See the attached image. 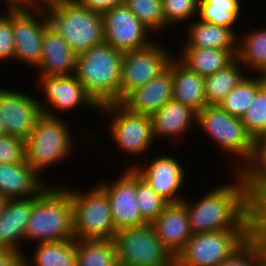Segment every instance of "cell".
<instances>
[{"label": "cell", "instance_id": "obj_23", "mask_svg": "<svg viewBox=\"0 0 266 266\" xmlns=\"http://www.w3.org/2000/svg\"><path fill=\"white\" fill-rule=\"evenodd\" d=\"M154 138L183 137L196 123L197 112L181 102L170 100L151 116ZM195 121V123H194ZM174 137V138H173Z\"/></svg>", "mask_w": 266, "mask_h": 266}, {"label": "cell", "instance_id": "obj_1", "mask_svg": "<svg viewBox=\"0 0 266 266\" xmlns=\"http://www.w3.org/2000/svg\"><path fill=\"white\" fill-rule=\"evenodd\" d=\"M234 173L231 184L213 187L199 200L191 201L185 196L181 201L187 210L192 234L252 229V194L241 174Z\"/></svg>", "mask_w": 266, "mask_h": 266}, {"label": "cell", "instance_id": "obj_35", "mask_svg": "<svg viewBox=\"0 0 266 266\" xmlns=\"http://www.w3.org/2000/svg\"><path fill=\"white\" fill-rule=\"evenodd\" d=\"M136 201L142 217L148 223H152L169 204L163 197L156 194L137 172Z\"/></svg>", "mask_w": 266, "mask_h": 266}, {"label": "cell", "instance_id": "obj_46", "mask_svg": "<svg viewBox=\"0 0 266 266\" xmlns=\"http://www.w3.org/2000/svg\"><path fill=\"white\" fill-rule=\"evenodd\" d=\"M5 134H6L5 133V127H4V124H3L2 120H1V116H0V136H3Z\"/></svg>", "mask_w": 266, "mask_h": 266}, {"label": "cell", "instance_id": "obj_5", "mask_svg": "<svg viewBox=\"0 0 266 266\" xmlns=\"http://www.w3.org/2000/svg\"><path fill=\"white\" fill-rule=\"evenodd\" d=\"M49 26L69 44L76 55L104 42L102 14L81 6L77 1L45 10Z\"/></svg>", "mask_w": 266, "mask_h": 266}, {"label": "cell", "instance_id": "obj_37", "mask_svg": "<svg viewBox=\"0 0 266 266\" xmlns=\"http://www.w3.org/2000/svg\"><path fill=\"white\" fill-rule=\"evenodd\" d=\"M266 261L259 241L251 235L219 266H262Z\"/></svg>", "mask_w": 266, "mask_h": 266}, {"label": "cell", "instance_id": "obj_32", "mask_svg": "<svg viewBox=\"0 0 266 266\" xmlns=\"http://www.w3.org/2000/svg\"><path fill=\"white\" fill-rule=\"evenodd\" d=\"M252 75L247 73L219 104L223 110L234 117L242 118L255 98L256 92L265 84L262 75Z\"/></svg>", "mask_w": 266, "mask_h": 266}, {"label": "cell", "instance_id": "obj_47", "mask_svg": "<svg viewBox=\"0 0 266 266\" xmlns=\"http://www.w3.org/2000/svg\"><path fill=\"white\" fill-rule=\"evenodd\" d=\"M5 4H17L20 0H4Z\"/></svg>", "mask_w": 266, "mask_h": 266}, {"label": "cell", "instance_id": "obj_45", "mask_svg": "<svg viewBox=\"0 0 266 266\" xmlns=\"http://www.w3.org/2000/svg\"><path fill=\"white\" fill-rule=\"evenodd\" d=\"M6 202H7V199H4L2 196H0V217L2 216L3 209L5 207Z\"/></svg>", "mask_w": 266, "mask_h": 266}, {"label": "cell", "instance_id": "obj_49", "mask_svg": "<svg viewBox=\"0 0 266 266\" xmlns=\"http://www.w3.org/2000/svg\"><path fill=\"white\" fill-rule=\"evenodd\" d=\"M170 266H179L176 262H173Z\"/></svg>", "mask_w": 266, "mask_h": 266}, {"label": "cell", "instance_id": "obj_14", "mask_svg": "<svg viewBox=\"0 0 266 266\" xmlns=\"http://www.w3.org/2000/svg\"><path fill=\"white\" fill-rule=\"evenodd\" d=\"M38 80V84L41 85L40 88L42 87L41 91L44 93L43 97H45V101L48 102L47 106V104L45 105L40 101L42 114L57 117V112L62 111L65 114L66 111L75 110L77 107L85 108V110L87 108L99 110L100 108L88 95L75 74L39 76ZM55 110H57V112Z\"/></svg>", "mask_w": 266, "mask_h": 266}, {"label": "cell", "instance_id": "obj_34", "mask_svg": "<svg viewBox=\"0 0 266 266\" xmlns=\"http://www.w3.org/2000/svg\"><path fill=\"white\" fill-rule=\"evenodd\" d=\"M124 4L152 34L169 29L163 14L162 0H124Z\"/></svg>", "mask_w": 266, "mask_h": 266}, {"label": "cell", "instance_id": "obj_39", "mask_svg": "<svg viewBox=\"0 0 266 266\" xmlns=\"http://www.w3.org/2000/svg\"><path fill=\"white\" fill-rule=\"evenodd\" d=\"M252 235L266 258V189L252 195Z\"/></svg>", "mask_w": 266, "mask_h": 266}, {"label": "cell", "instance_id": "obj_42", "mask_svg": "<svg viewBox=\"0 0 266 266\" xmlns=\"http://www.w3.org/2000/svg\"><path fill=\"white\" fill-rule=\"evenodd\" d=\"M81 6L92 11L105 13L114 6L124 4V0H76Z\"/></svg>", "mask_w": 266, "mask_h": 266}, {"label": "cell", "instance_id": "obj_41", "mask_svg": "<svg viewBox=\"0 0 266 266\" xmlns=\"http://www.w3.org/2000/svg\"><path fill=\"white\" fill-rule=\"evenodd\" d=\"M25 161V140L7 134L0 136V164H14Z\"/></svg>", "mask_w": 266, "mask_h": 266}, {"label": "cell", "instance_id": "obj_29", "mask_svg": "<svg viewBox=\"0 0 266 266\" xmlns=\"http://www.w3.org/2000/svg\"><path fill=\"white\" fill-rule=\"evenodd\" d=\"M245 71V67L236 58L226 68L204 77V94L207 105H219L247 75Z\"/></svg>", "mask_w": 266, "mask_h": 266}, {"label": "cell", "instance_id": "obj_31", "mask_svg": "<svg viewBox=\"0 0 266 266\" xmlns=\"http://www.w3.org/2000/svg\"><path fill=\"white\" fill-rule=\"evenodd\" d=\"M242 3L241 0H199L197 18L204 22L228 27L240 36L235 27L242 15Z\"/></svg>", "mask_w": 266, "mask_h": 266}, {"label": "cell", "instance_id": "obj_27", "mask_svg": "<svg viewBox=\"0 0 266 266\" xmlns=\"http://www.w3.org/2000/svg\"><path fill=\"white\" fill-rule=\"evenodd\" d=\"M237 41L236 58L246 71L262 75L266 70V28L246 31Z\"/></svg>", "mask_w": 266, "mask_h": 266}, {"label": "cell", "instance_id": "obj_25", "mask_svg": "<svg viewBox=\"0 0 266 266\" xmlns=\"http://www.w3.org/2000/svg\"><path fill=\"white\" fill-rule=\"evenodd\" d=\"M186 28L188 38L181 48H215L237 50V34L228 27H223L200 19L191 20Z\"/></svg>", "mask_w": 266, "mask_h": 266}, {"label": "cell", "instance_id": "obj_7", "mask_svg": "<svg viewBox=\"0 0 266 266\" xmlns=\"http://www.w3.org/2000/svg\"><path fill=\"white\" fill-rule=\"evenodd\" d=\"M66 188L71 193L75 239H113L116 230L106 192L97 183L84 191Z\"/></svg>", "mask_w": 266, "mask_h": 266}, {"label": "cell", "instance_id": "obj_48", "mask_svg": "<svg viewBox=\"0 0 266 266\" xmlns=\"http://www.w3.org/2000/svg\"><path fill=\"white\" fill-rule=\"evenodd\" d=\"M262 77H263V80H264V82H265V84H266V70H265V72L262 74Z\"/></svg>", "mask_w": 266, "mask_h": 266}, {"label": "cell", "instance_id": "obj_26", "mask_svg": "<svg viewBox=\"0 0 266 266\" xmlns=\"http://www.w3.org/2000/svg\"><path fill=\"white\" fill-rule=\"evenodd\" d=\"M177 58L191 71L202 77H207L231 64L237 55V50L215 48H183L179 49Z\"/></svg>", "mask_w": 266, "mask_h": 266}, {"label": "cell", "instance_id": "obj_30", "mask_svg": "<svg viewBox=\"0 0 266 266\" xmlns=\"http://www.w3.org/2000/svg\"><path fill=\"white\" fill-rule=\"evenodd\" d=\"M77 266H119L113 239H76Z\"/></svg>", "mask_w": 266, "mask_h": 266}, {"label": "cell", "instance_id": "obj_43", "mask_svg": "<svg viewBox=\"0 0 266 266\" xmlns=\"http://www.w3.org/2000/svg\"><path fill=\"white\" fill-rule=\"evenodd\" d=\"M24 254L12 249H0V266H24Z\"/></svg>", "mask_w": 266, "mask_h": 266}, {"label": "cell", "instance_id": "obj_44", "mask_svg": "<svg viewBox=\"0 0 266 266\" xmlns=\"http://www.w3.org/2000/svg\"><path fill=\"white\" fill-rule=\"evenodd\" d=\"M76 0H20L17 4L26 8L46 10L50 7Z\"/></svg>", "mask_w": 266, "mask_h": 266}, {"label": "cell", "instance_id": "obj_8", "mask_svg": "<svg viewBox=\"0 0 266 266\" xmlns=\"http://www.w3.org/2000/svg\"><path fill=\"white\" fill-rule=\"evenodd\" d=\"M113 241L119 266H170L174 262L151 223L118 230Z\"/></svg>", "mask_w": 266, "mask_h": 266}, {"label": "cell", "instance_id": "obj_22", "mask_svg": "<svg viewBox=\"0 0 266 266\" xmlns=\"http://www.w3.org/2000/svg\"><path fill=\"white\" fill-rule=\"evenodd\" d=\"M33 208V197L8 199L0 217V249L23 252L25 229Z\"/></svg>", "mask_w": 266, "mask_h": 266}, {"label": "cell", "instance_id": "obj_13", "mask_svg": "<svg viewBox=\"0 0 266 266\" xmlns=\"http://www.w3.org/2000/svg\"><path fill=\"white\" fill-rule=\"evenodd\" d=\"M104 42L122 52L140 50L154 41L152 32L125 5L114 6L102 14ZM150 33V36L148 35Z\"/></svg>", "mask_w": 266, "mask_h": 266}, {"label": "cell", "instance_id": "obj_6", "mask_svg": "<svg viewBox=\"0 0 266 266\" xmlns=\"http://www.w3.org/2000/svg\"><path fill=\"white\" fill-rule=\"evenodd\" d=\"M196 124L205 130L219 150L239 159L233 161L239 162L236 169L232 168L234 172H240L252 158L254 140L247 133L241 118L230 115L219 105H207L197 112Z\"/></svg>", "mask_w": 266, "mask_h": 266}, {"label": "cell", "instance_id": "obj_38", "mask_svg": "<svg viewBox=\"0 0 266 266\" xmlns=\"http://www.w3.org/2000/svg\"><path fill=\"white\" fill-rule=\"evenodd\" d=\"M163 14L169 26L184 21L190 23L191 18L198 16L199 0H162Z\"/></svg>", "mask_w": 266, "mask_h": 266}, {"label": "cell", "instance_id": "obj_21", "mask_svg": "<svg viewBox=\"0 0 266 266\" xmlns=\"http://www.w3.org/2000/svg\"><path fill=\"white\" fill-rule=\"evenodd\" d=\"M151 224L174 257L193 235L188 213L182 202L169 203Z\"/></svg>", "mask_w": 266, "mask_h": 266}, {"label": "cell", "instance_id": "obj_15", "mask_svg": "<svg viewBox=\"0 0 266 266\" xmlns=\"http://www.w3.org/2000/svg\"><path fill=\"white\" fill-rule=\"evenodd\" d=\"M107 194L115 230L147 224L136 201V171L130 167L115 181L97 183Z\"/></svg>", "mask_w": 266, "mask_h": 266}, {"label": "cell", "instance_id": "obj_17", "mask_svg": "<svg viewBox=\"0 0 266 266\" xmlns=\"http://www.w3.org/2000/svg\"><path fill=\"white\" fill-rule=\"evenodd\" d=\"M39 101L20 90L0 88V116L5 133L26 140L42 115Z\"/></svg>", "mask_w": 266, "mask_h": 266}, {"label": "cell", "instance_id": "obj_3", "mask_svg": "<svg viewBox=\"0 0 266 266\" xmlns=\"http://www.w3.org/2000/svg\"><path fill=\"white\" fill-rule=\"evenodd\" d=\"M123 55L106 42L77 55L75 75L99 107L119 103Z\"/></svg>", "mask_w": 266, "mask_h": 266}, {"label": "cell", "instance_id": "obj_16", "mask_svg": "<svg viewBox=\"0 0 266 266\" xmlns=\"http://www.w3.org/2000/svg\"><path fill=\"white\" fill-rule=\"evenodd\" d=\"M180 160L171 155H159L144 165H131L137 174L169 203L181 202L184 195H179L185 184V169Z\"/></svg>", "mask_w": 266, "mask_h": 266}, {"label": "cell", "instance_id": "obj_33", "mask_svg": "<svg viewBox=\"0 0 266 266\" xmlns=\"http://www.w3.org/2000/svg\"><path fill=\"white\" fill-rule=\"evenodd\" d=\"M239 173L252 195L266 189V132L254 140L252 158Z\"/></svg>", "mask_w": 266, "mask_h": 266}, {"label": "cell", "instance_id": "obj_20", "mask_svg": "<svg viewBox=\"0 0 266 266\" xmlns=\"http://www.w3.org/2000/svg\"><path fill=\"white\" fill-rule=\"evenodd\" d=\"M77 55L53 28L45 29L40 63L36 67L40 76L75 74Z\"/></svg>", "mask_w": 266, "mask_h": 266}, {"label": "cell", "instance_id": "obj_40", "mask_svg": "<svg viewBox=\"0 0 266 266\" xmlns=\"http://www.w3.org/2000/svg\"><path fill=\"white\" fill-rule=\"evenodd\" d=\"M5 8L6 13L0 14V62L14 59L15 42L12 28V4H6Z\"/></svg>", "mask_w": 266, "mask_h": 266}, {"label": "cell", "instance_id": "obj_24", "mask_svg": "<svg viewBox=\"0 0 266 266\" xmlns=\"http://www.w3.org/2000/svg\"><path fill=\"white\" fill-rule=\"evenodd\" d=\"M169 64L173 67V100L191 107L196 112L207 106L204 77L191 71L177 57Z\"/></svg>", "mask_w": 266, "mask_h": 266}, {"label": "cell", "instance_id": "obj_4", "mask_svg": "<svg viewBox=\"0 0 266 266\" xmlns=\"http://www.w3.org/2000/svg\"><path fill=\"white\" fill-rule=\"evenodd\" d=\"M64 121L42 114L25 140L26 161L39 174L68 159L75 149L71 127Z\"/></svg>", "mask_w": 266, "mask_h": 266}, {"label": "cell", "instance_id": "obj_36", "mask_svg": "<svg viewBox=\"0 0 266 266\" xmlns=\"http://www.w3.org/2000/svg\"><path fill=\"white\" fill-rule=\"evenodd\" d=\"M241 121L253 140L266 132V84L256 92L255 98Z\"/></svg>", "mask_w": 266, "mask_h": 266}, {"label": "cell", "instance_id": "obj_28", "mask_svg": "<svg viewBox=\"0 0 266 266\" xmlns=\"http://www.w3.org/2000/svg\"><path fill=\"white\" fill-rule=\"evenodd\" d=\"M36 247L33 258L24 255V266H77L76 239L43 242Z\"/></svg>", "mask_w": 266, "mask_h": 266}, {"label": "cell", "instance_id": "obj_19", "mask_svg": "<svg viewBox=\"0 0 266 266\" xmlns=\"http://www.w3.org/2000/svg\"><path fill=\"white\" fill-rule=\"evenodd\" d=\"M39 175L27 161L0 164V196L7 200L37 196L48 186Z\"/></svg>", "mask_w": 266, "mask_h": 266}, {"label": "cell", "instance_id": "obj_11", "mask_svg": "<svg viewBox=\"0 0 266 266\" xmlns=\"http://www.w3.org/2000/svg\"><path fill=\"white\" fill-rule=\"evenodd\" d=\"M163 43L154 41L140 50L124 52L121 65L119 103L132 91L149 83L169 66L175 57ZM171 54V55H170Z\"/></svg>", "mask_w": 266, "mask_h": 266}, {"label": "cell", "instance_id": "obj_12", "mask_svg": "<svg viewBox=\"0 0 266 266\" xmlns=\"http://www.w3.org/2000/svg\"><path fill=\"white\" fill-rule=\"evenodd\" d=\"M48 26L45 10L12 4L14 59L36 68L40 63L43 37Z\"/></svg>", "mask_w": 266, "mask_h": 266}, {"label": "cell", "instance_id": "obj_9", "mask_svg": "<svg viewBox=\"0 0 266 266\" xmlns=\"http://www.w3.org/2000/svg\"><path fill=\"white\" fill-rule=\"evenodd\" d=\"M252 229L193 234L174 257L179 266H219L250 236Z\"/></svg>", "mask_w": 266, "mask_h": 266}, {"label": "cell", "instance_id": "obj_10", "mask_svg": "<svg viewBox=\"0 0 266 266\" xmlns=\"http://www.w3.org/2000/svg\"><path fill=\"white\" fill-rule=\"evenodd\" d=\"M99 112L110 115L109 135L124 154L141 157L156 141L150 116L131 113L120 103L100 106Z\"/></svg>", "mask_w": 266, "mask_h": 266}, {"label": "cell", "instance_id": "obj_2", "mask_svg": "<svg viewBox=\"0 0 266 266\" xmlns=\"http://www.w3.org/2000/svg\"><path fill=\"white\" fill-rule=\"evenodd\" d=\"M51 186L33 197L24 241L38 244L75 239L71 193L66 186Z\"/></svg>", "mask_w": 266, "mask_h": 266}, {"label": "cell", "instance_id": "obj_18", "mask_svg": "<svg viewBox=\"0 0 266 266\" xmlns=\"http://www.w3.org/2000/svg\"><path fill=\"white\" fill-rule=\"evenodd\" d=\"M173 99V67L168 68L149 83L132 90L120 104L129 112L151 116Z\"/></svg>", "mask_w": 266, "mask_h": 266}]
</instances>
